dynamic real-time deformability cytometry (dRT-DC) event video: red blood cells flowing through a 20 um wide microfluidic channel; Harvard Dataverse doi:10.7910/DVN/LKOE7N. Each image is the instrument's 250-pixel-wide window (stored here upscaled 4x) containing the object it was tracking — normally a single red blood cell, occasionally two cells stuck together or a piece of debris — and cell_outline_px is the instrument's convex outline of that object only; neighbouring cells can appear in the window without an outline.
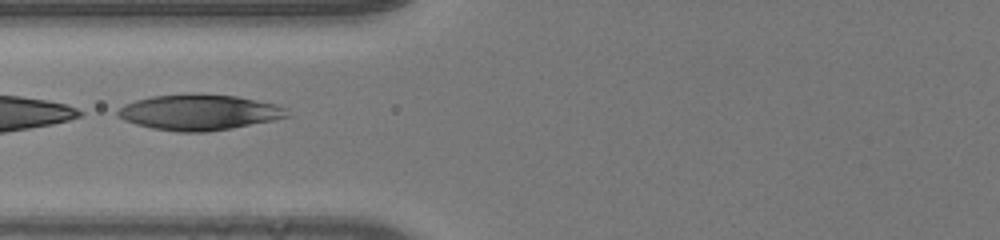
{"species": "human", "species_latin": "Homo sapiens", "temperature_condition": "room temperature", "stored_images_in_passage": 54, "camera_frame_rate_fps": 3000, "um_per_image_px": 0.085, "donor": {"sex": "male"}, "frame": {"image": 1, "passage_image": 29, "time_ms": 9.333, "image_size_px": [1000, 240], "cell_outline_px": [[292, 116], [232, 128], [208, 132], [176, 132], [152, 128], [136, 124], [124, 120], [116, 116], [116, 112], [124, 104], [136, 100], [152, 96], [192, 92], [236, 96], [276, 104], [288, 108]], "centroid_in_image_um": [16.93, 9.53], "position_along_channel_um": 108.9, "area_um2": 35.66}}
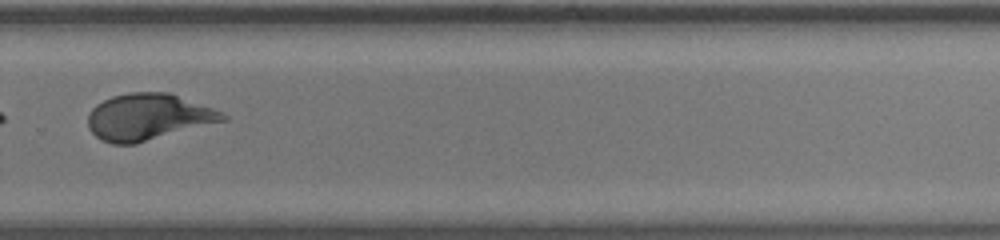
{"frame": {"image": 2, "passage_image": 44, "time_ms": 14.333, "image_size_px": [1000, 240], "cell_outline_px": [[228, 120], [136, 144], [112, 144], [100, 140], [88, 128], [88, 116], [92, 108], [96, 104], [112, 96], [128, 92], [168, 92], [224, 112], [228, 116]], "centroid_in_image_um": [12.61, 9.95], "position_along_channel_um": 317.2, "area_um2": 36.76}}